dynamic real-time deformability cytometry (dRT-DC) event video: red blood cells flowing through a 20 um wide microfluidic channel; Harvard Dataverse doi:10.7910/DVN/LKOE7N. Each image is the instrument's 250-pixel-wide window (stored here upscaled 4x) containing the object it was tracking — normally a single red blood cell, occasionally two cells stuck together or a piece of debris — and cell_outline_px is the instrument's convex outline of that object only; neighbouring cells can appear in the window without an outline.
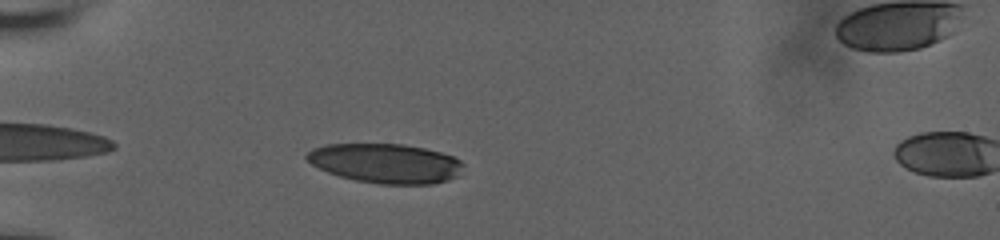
{"species": "human", "species_latin": "Homo sapiens", "temperature_condition": "room temperature", "stored_images_in_passage": 36, "camera_frame_rate_fps": 3000, "um_per_image_px": 0.085, "donor": {"sex": "male"}, "frame": {"image": 1, "passage_image": 4, "time_ms": 1.0, "image_size_px": [1000, 240], "cell_outline_px": [[464, 164], [456, 176], [448, 180], [432, 184], [380, 184], [356, 180], [340, 176], [328, 172], [312, 164], [304, 156], [312, 148], [328, 144], [404, 144], [424, 148], [440, 152], [452, 156], [460, 160]], "centroid_in_image_um": [32.77, 13.88], "position_along_channel_um": 52.2, "area_um2": 35.84}}
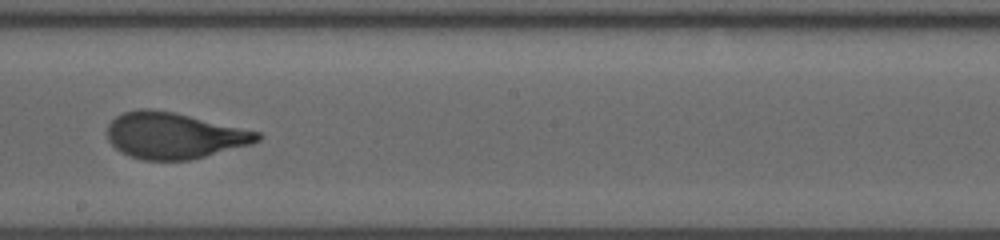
{"frame": {"image": 2, "passage_image": 20, "time_ms": 6.333, "image_size_px": [1000, 240], "cell_outline_px": [[264, 136], [260, 140], [252, 144], [192, 160], [140, 160], [128, 156], [120, 152], [108, 140], [108, 124], [116, 116], [124, 112], [140, 108], [148, 108], [172, 112], [260, 132]], "centroid_in_image_um": [14.79, 11.54], "position_along_channel_um": 233.4, "area_um2": 40.46}}
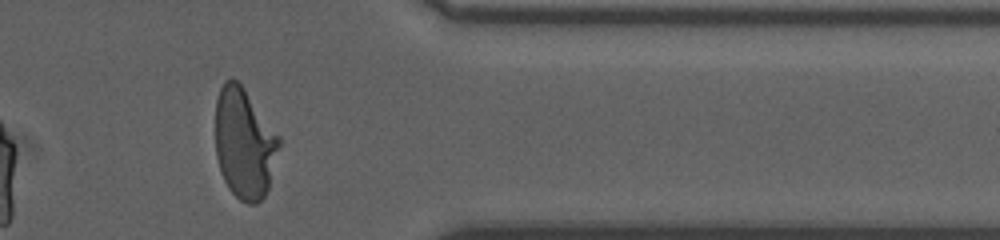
{"frame": {"image": 3, "passage_image": 33, "time_ms": 10.667, "image_size_px": [1000, 240], "cell_outline_px": [[280, 144], [268, 188], [264, 196], [256, 204], [248, 204], [240, 200], [228, 188], [224, 180], [216, 156], [216, 100], [220, 88], [224, 80], [232, 76], [244, 88], [280, 136]], "centroid_in_image_um": [20.76, 12.17], "position_along_channel_um": 390.6, "area_um2": 40.92}, "authors_computed_cell_mechanics": {"area_um2": 40.2288, "velocity_mm_per_s": 3.8662, "shape_relaxation_time_tau1_ms": 4.8391, "shape_relaxation_time_tau2_ms": null, "deformation_change_tau1": 0.2023, "deformation_change_tau2": null}}